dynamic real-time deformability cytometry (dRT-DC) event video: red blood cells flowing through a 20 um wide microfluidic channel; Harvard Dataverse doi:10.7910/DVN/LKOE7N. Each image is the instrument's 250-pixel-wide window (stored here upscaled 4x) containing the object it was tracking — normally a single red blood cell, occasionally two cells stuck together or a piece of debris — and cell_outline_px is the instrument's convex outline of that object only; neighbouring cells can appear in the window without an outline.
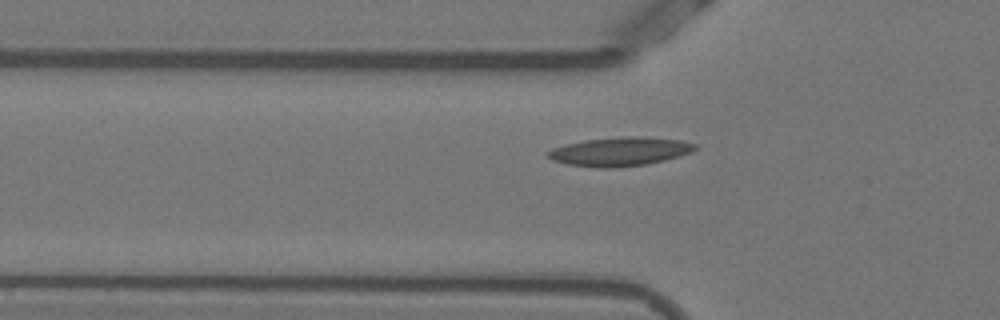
{"species": "Egyptian fruit bat (a non-hibernating species)", "species_latin": "Rousettus aegyptiacus", "temperature_condition": "warm", "stored_images_in_passage": 32, "camera_frame_rate_fps": 3000, "um_per_image_px": 0.085, "animal": {"sex": "female"}, "frame": {"image": 1, "passage_image": 2, "time_ms": 0.333, "image_size_px": [1000, 320], "cell_outline_px": [[700, 148], [692, 152], [680, 156], [664, 160], [644, 164], [608, 168], [600, 168], [568, 164], [552, 160], [544, 156], [544, 152], [552, 148], [564, 144], [584, 140], [624, 136], [636, 136], [680, 140], [696, 144]], "centroid_in_image_um": [52.65, 12.87], "position_along_channel_um": 73.1, "area_um2": 24.8}}
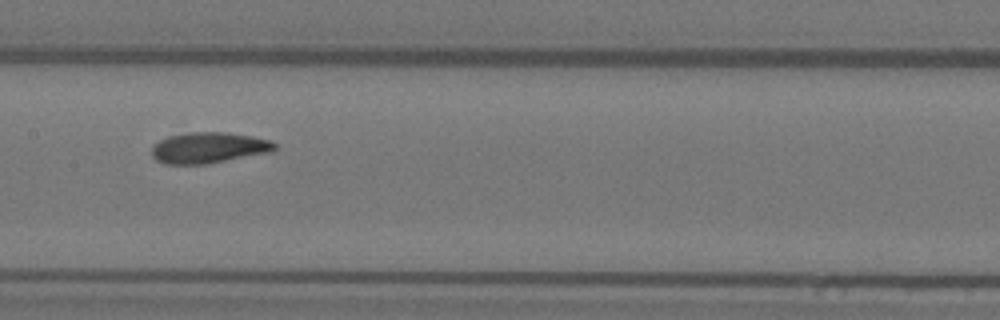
{"frame": {"image": 2, "passage_image": 11, "time_ms": 3.333, "image_size_px": [1000, 320], "cell_outline_px": [[276, 148], [272, 152], [204, 164], [164, 164], [156, 160], [152, 156], [152, 148], [160, 140], [168, 136], [192, 132], [228, 132], [252, 136], [272, 140], [276, 144]], "centroid_in_image_um": [17.76, 12.55], "position_along_channel_um": 189.6, "area_um2": 22.14}}
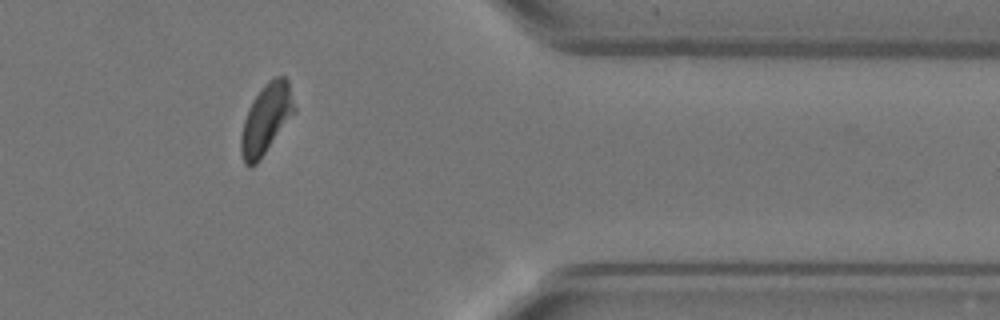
{"frame": {"image": 3, "passage_image": 28, "time_ms": 9.0, "image_size_px": [1000, 320], "cell_outline_px": [[296, 112], [260, 160], [252, 168], [248, 168], [244, 164], [240, 152], [240, 136], [244, 120], [248, 108], [252, 100], [264, 84], [268, 80], [276, 76], [284, 76], [288, 80], [296, 108]], "centroid_in_image_um": [22.62, 10.14], "position_along_channel_um": 388.8, "area_um2": 22.14}, "authors_computed_cell_mechanics": {"area_um2": 22.0218, "velocity_mm_per_s": 3.8457, "shape_relaxation_time_tau1_ms": 6.933, "shape_relaxation_time_tau2_ms": 1.6676, "deformation_change_tau1": 0.1936, "deformation_change_tau2": 0.0773}}